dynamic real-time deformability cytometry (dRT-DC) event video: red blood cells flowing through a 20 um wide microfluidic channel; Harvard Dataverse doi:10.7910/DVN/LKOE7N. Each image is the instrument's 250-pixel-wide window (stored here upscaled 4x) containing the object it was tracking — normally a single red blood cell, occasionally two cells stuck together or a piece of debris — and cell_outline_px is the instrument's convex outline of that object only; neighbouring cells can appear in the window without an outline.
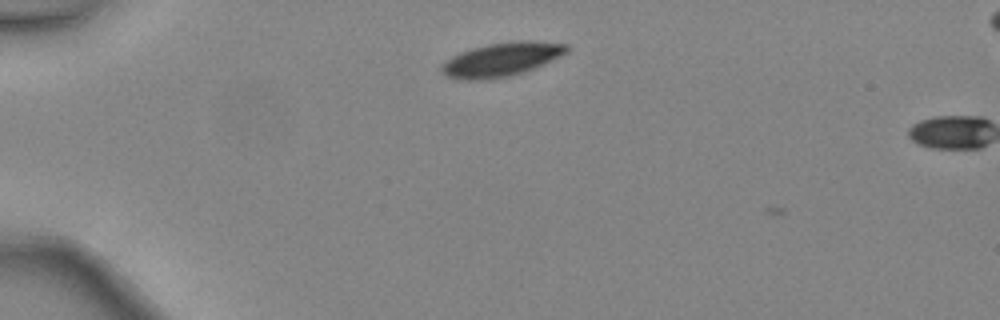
{"species": "common noctule bat (a hibernating species)", "species_latin": "Nyctalus noctula", "temperature_condition": "warm", "stored_images_in_passage": 4, "camera_frame_rate_fps": 3000, "um_per_image_px": 0.085, "animal": {"sex": "female", "body_mass_g": 24.6, "forearm_length_mm": 56.2}, "frame": {"image": 1, "passage_image": 3, "time_ms": 0.667, "image_size_px": [1000, 320], "cell_outline_px": [[568, 52], [560, 56], [524, 72], [508, 76], [448, 76], [440, 72], [440, 64], [452, 56], [460, 52], [472, 48], [488, 44], [520, 40], [532, 40], [568, 44]], "centroid_in_image_um": [42.7, 4.97], "position_along_channel_um": 42.3, "area_um2": 23.47}}